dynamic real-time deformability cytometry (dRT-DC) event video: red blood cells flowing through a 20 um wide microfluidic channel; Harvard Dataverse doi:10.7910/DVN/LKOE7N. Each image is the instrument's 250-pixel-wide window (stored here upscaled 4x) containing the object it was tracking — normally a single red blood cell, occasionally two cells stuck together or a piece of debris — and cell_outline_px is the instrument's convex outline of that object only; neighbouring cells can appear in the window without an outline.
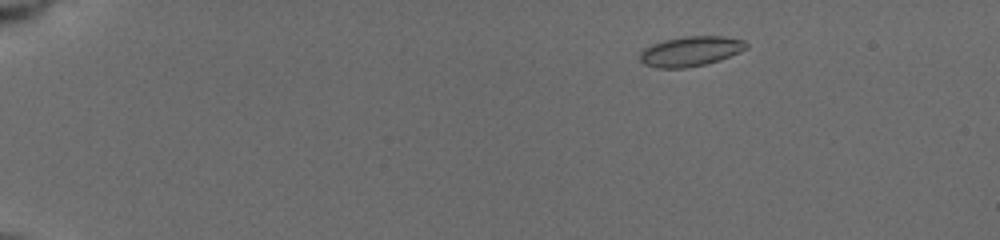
{"species": "common noctule bat (a hibernating species)", "species_latin": "Nyctalus noctula", "temperature_condition": "cold", "stored_images_in_passage": 21, "camera_frame_rate_fps": 3000, "um_per_image_px": 0.085, "animal": {"sex": "female", "body_mass_g": 19.5, "forearm_length_mm": 54.1}, "frame": {"image": 1, "passage_image": 6, "time_ms": 2.0, "image_size_px": [1000, 240], "cell_outline_px": [[748, 48], [740, 52], [704, 64], [684, 68], [656, 68], [644, 64], [640, 60], [640, 52], [644, 48], [652, 44], [664, 40], [684, 36], [724, 36], [744, 40], [748, 44]], "centroid_in_image_um": [58.68, 4.35], "position_along_channel_um": 26.3, "area_um2": 18.44}}
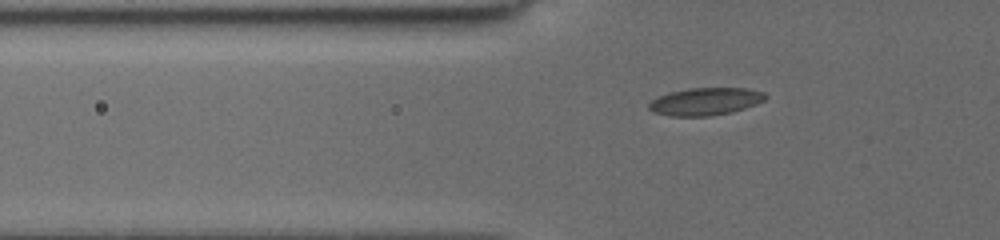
{"frame": {"image": 2, "passage_image": 15, "time_ms": 5.667, "image_size_px": [1000, 240], "cell_outline_px": [[768, 96], [764, 100], [756, 104], [732, 112], [712, 116], [668, 116], [652, 112], [648, 108], [648, 104], [652, 100], [668, 92], [692, 88], [744, 88], [764, 92]], "centroid_in_image_um": [59.94, 8.63], "position_along_channel_um": 65.9, "area_um2": 18.73}}
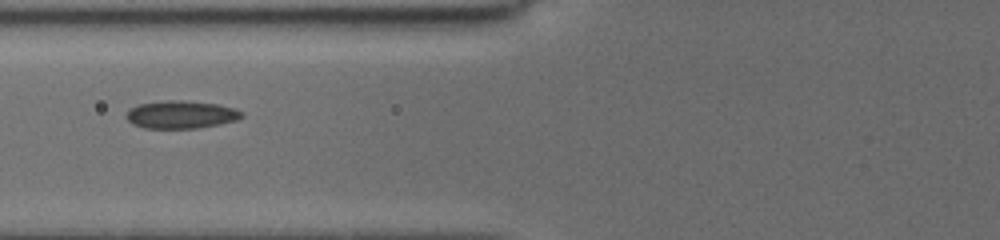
{"frame": {"image": 3, "passage_image": 19, "time_ms": 7.0, "image_size_px": [1000, 240], "cell_outline_px": [[244, 116], [236, 120], [220, 124], [196, 128], [144, 128], [132, 124], [124, 116], [136, 104], [168, 100], [184, 100], [216, 104], [236, 108], [244, 112]], "centroid_in_image_um": [15.4, 9.73], "position_along_channel_um": 110.4, "area_um2": 18.79}}